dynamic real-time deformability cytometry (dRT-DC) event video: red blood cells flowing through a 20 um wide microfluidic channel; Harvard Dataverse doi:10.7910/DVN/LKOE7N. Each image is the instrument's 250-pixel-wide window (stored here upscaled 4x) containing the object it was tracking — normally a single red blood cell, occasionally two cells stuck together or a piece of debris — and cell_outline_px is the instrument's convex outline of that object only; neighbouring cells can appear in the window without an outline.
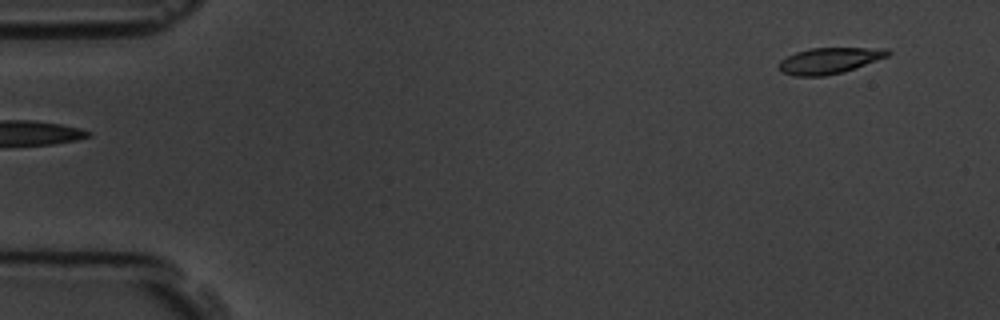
{"species": "common noctule bat (a hibernating species)", "species_latin": "Nyctalus noctula", "temperature_condition": "room temperature", "stored_images_in_passage": 6, "segment_of_instrument_passage": [2, 2], "camera_frame_rate_fps": 3000, "um_per_image_px": 0.085, "animal": {"sex": "male", "body_mass_g": 19.5, "forearm_length_mm": 54.6}, "frame": {"image": 1, "passage_image": 6, "time_ms": 5.667, "image_size_px": [1000, 320], "cell_outline_px": [[892, 52], [888, 56], [844, 72], [824, 76], [796, 76], [780, 72], [776, 68], [776, 64], [780, 60], [796, 52], [812, 48], [888, 48]], "centroid_in_image_um": [70.45, 5.16], "position_along_channel_um": 14.5, "area_um2": 16.7}}